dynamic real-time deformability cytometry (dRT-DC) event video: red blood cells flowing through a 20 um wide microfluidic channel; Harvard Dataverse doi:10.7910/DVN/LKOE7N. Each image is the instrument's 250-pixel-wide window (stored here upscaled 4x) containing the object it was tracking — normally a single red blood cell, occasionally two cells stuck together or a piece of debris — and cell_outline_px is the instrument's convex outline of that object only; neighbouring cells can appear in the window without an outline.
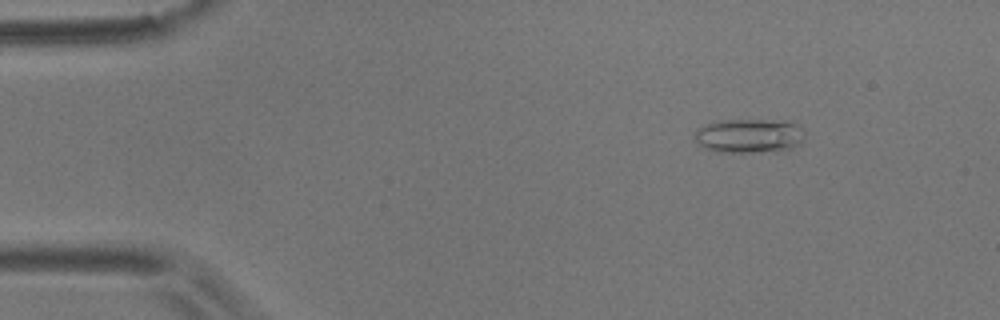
{"species": "common noctule bat (a hibernating species)", "species_latin": "Nyctalus noctula", "temperature_condition": "room temperature", "stored_images_in_passage": 3, "camera_frame_rate_fps": 3000, "um_per_image_px": 0.085, "animal": {"sex": "male", "body_mass_g": 17.9}, "frame": {"image": 1, "passage_image": 1, "time_ms": 0.0, "image_size_px": [1000, 320], "cell_outline_px": [[804, 140], [800, 144], [792, 148], [776, 152], [716, 152], [704, 148], [696, 140], [696, 128], [704, 124], [720, 120], [792, 120], [800, 124], [804, 128]], "centroid_in_image_um": [63.76, 11.53], "position_along_channel_um": 21.2, "area_um2": 22.6}}